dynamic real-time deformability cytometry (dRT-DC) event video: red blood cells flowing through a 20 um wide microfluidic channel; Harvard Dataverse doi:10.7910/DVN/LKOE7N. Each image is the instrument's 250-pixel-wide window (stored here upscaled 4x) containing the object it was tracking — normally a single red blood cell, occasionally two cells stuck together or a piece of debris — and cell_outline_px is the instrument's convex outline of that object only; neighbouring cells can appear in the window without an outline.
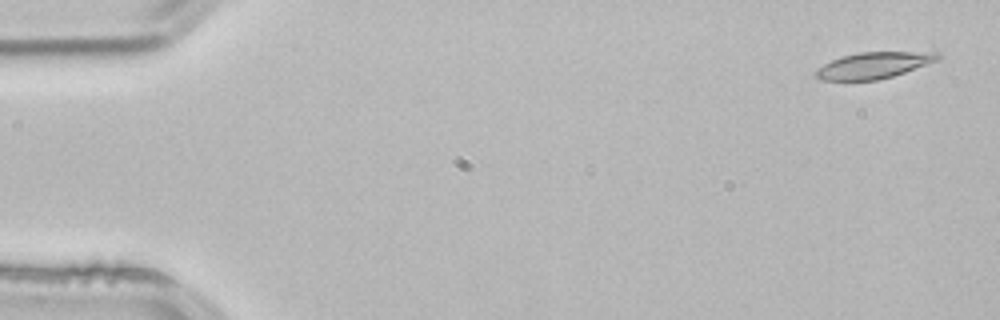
{"species": "common noctule bat (a hibernating species)", "species_latin": "Nyctalus noctula", "temperature_condition": "room temperature", "stored_images_in_passage": 3, "camera_frame_rate_fps": 3000, "um_per_image_px": 0.085, "animal": {"sex": "male", "body_mass_g": 21.5, "forearm_length_mm": 52.0}, "frame": {"image": 1, "passage_image": 1, "time_ms": 0.0, "image_size_px": [1000, 320], "cell_outline_px": [[940, 56], [936, 60], [904, 72], [892, 76], [876, 80], [820, 80], [816, 76], [816, 68], [840, 56], [860, 52], [940, 52]], "centroid_in_image_um": [74.21, 5.54], "position_along_channel_um": 10.8, "area_um2": 18.38}}